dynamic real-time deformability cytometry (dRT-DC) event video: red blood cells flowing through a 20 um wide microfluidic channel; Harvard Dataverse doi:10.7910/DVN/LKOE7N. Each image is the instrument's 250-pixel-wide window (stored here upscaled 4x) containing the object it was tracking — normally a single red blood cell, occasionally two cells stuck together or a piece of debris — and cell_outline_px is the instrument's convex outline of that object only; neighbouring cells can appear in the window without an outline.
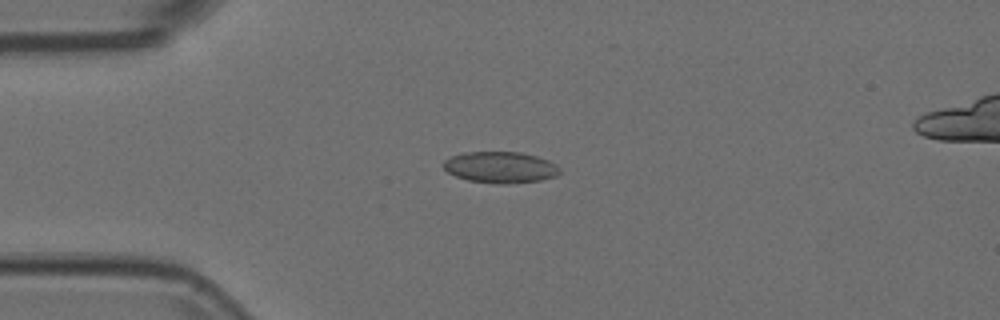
{"species": "Egyptian fruit bat (a non-hibernating species)", "species_latin": "Rousettus aegyptiacus", "temperature_condition": "room temperature", "stored_images_in_passage": 52, "camera_frame_rate_fps": 3000, "um_per_image_px": 0.085, "animal": {"sex": "female"}, "frame": {"image": 1, "passage_image": 12, "time_ms": 3.667, "image_size_px": [1000, 320], "cell_outline_px": [[560, 172], [556, 176], [540, 180], [508, 184], [496, 184], [468, 180], [456, 176], [448, 172], [444, 168], [444, 160], [452, 156], [464, 152], [520, 152], [536, 156], [548, 160], [556, 164], [560, 168]], "centroid_in_image_um": [42.55, 14.22], "position_along_channel_um": 42.5, "area_um2": 21.21}}
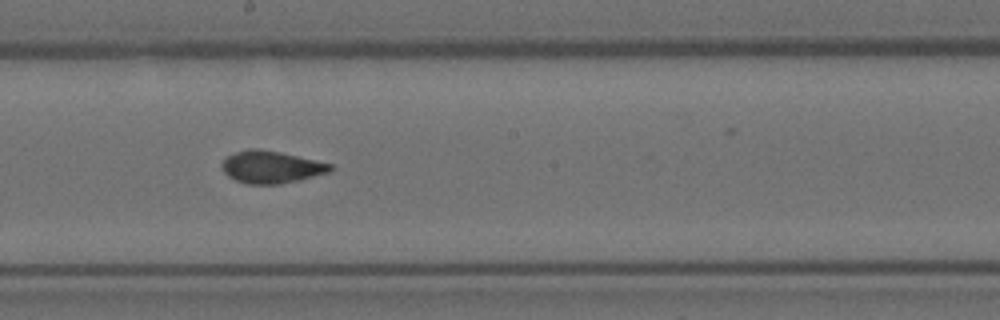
{"frame": {"image": 2, "passage_image": 28, "time_ms": 9.0, "image_size_px": [1000, 320], "cell_outline_px": [[332, 172], [300, 180], [280, 184], [248, 184], [236, 180], [228, 176], [224, 172], [220, 164], [228, 156], [236, 152], [248, 148], [256, 148], [280, 152], [332, 164]], "centroid_in_image_um": [23.06, 14.2], "position_along_channel_um": 225.1, "area_um2": 20.4}}
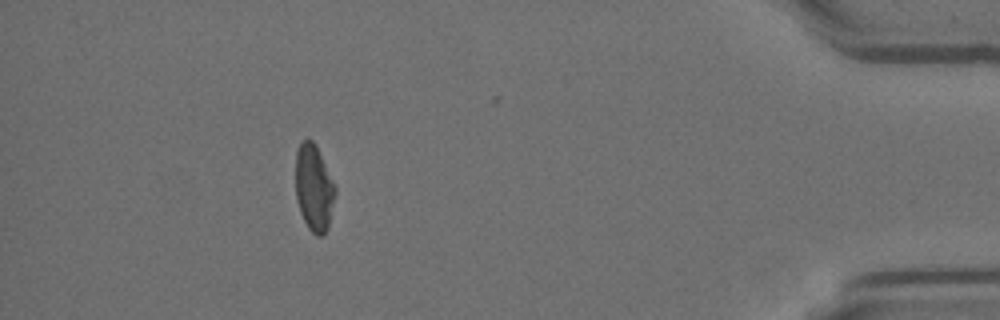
{"frame": {"image": 3, "passage_image": 47, "time_ms": 15.333, "image_size_px": [1000, 320], "cell_outline_px": [[336, 192], [328, 228], [324, 236], [316, 236], [308, 228], [300, 212], [296, 196], [296, 152], [300, 144], [304, 140], [312, 140], [316, 144], [336, 184]], "centroid_in_image_um": [26.71, 15.98], "position_along_channel_um": 408.5, "area_um2": 20.23}}